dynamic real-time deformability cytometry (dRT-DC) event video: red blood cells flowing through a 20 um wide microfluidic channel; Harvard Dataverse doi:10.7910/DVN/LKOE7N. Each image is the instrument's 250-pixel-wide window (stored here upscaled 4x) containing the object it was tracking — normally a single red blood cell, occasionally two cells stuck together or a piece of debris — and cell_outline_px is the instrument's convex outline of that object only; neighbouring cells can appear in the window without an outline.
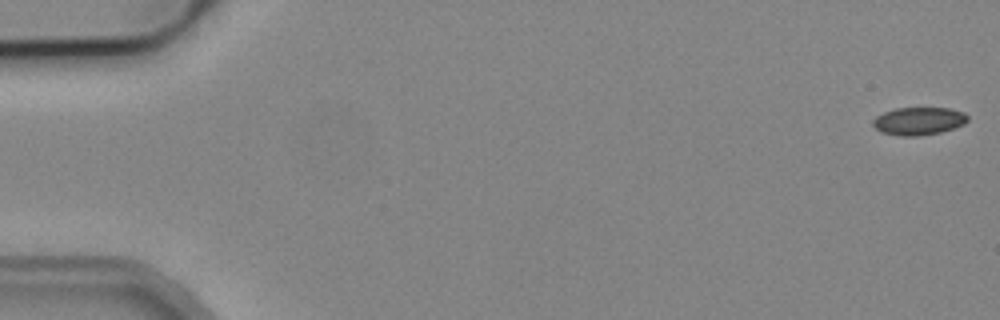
{"species": "common noctule bat (a hibernating species)", "species_latin": "Nyctalus noctula", "temperature_condition": "cold", "stored_images_in_passage": 53, "camera_frame_rate_fps": 3000, "um_per_image_px": 0.085, "animal": {"sex": "male", "body_mass_g": 19.2, "forearm_length_mm": 51.8}, "frame": {"image": 1, "passage_image": 1, "time_ms": 0.0, "image_size_px": [1000, 320], "cell_outline_px": [[968, 120], [964, 124], [940, 132], [920, 136], [900, 136], [880, 132], [872, 124], [872, 120], [876, 116], [884, 112], [896, 108], [948, 108], [964, 112], [968, 116]], "centroid_in_image_um": [78.07, 10.29], "position_along_channel_um": 6.9, "area_um2": 15.37}}
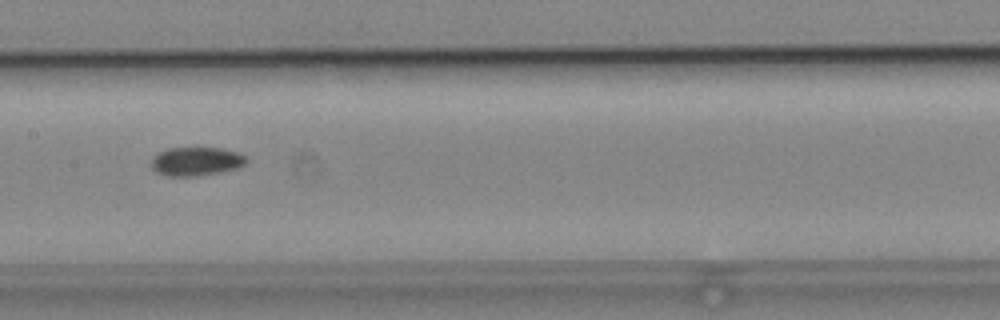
{"frame": {"image": 2, "passage_image": 27, "time_ms": 8.667, "image_size_px": [1000, 320], "cell_outline_px": [[248, 160], [240, 168], [220, 172], [196, 176], [168, 176], [156, 172], [152, 168], [152, 156], [168, 148], [224, 148], [240, 152]], "centroid_in_image_um": [16.7, 13.71], "position_along_channel_um": 190.7, "area_um2": 16.01}}
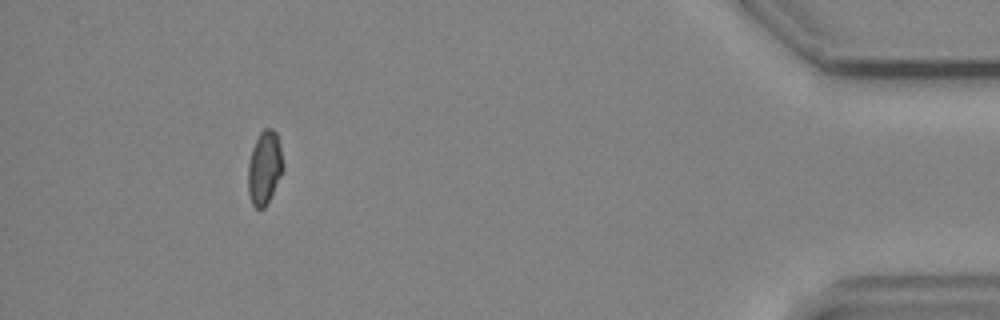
{"frame": {"image": 3, "passage_image": 49, "time_ms": 16.0, "image_size_px": [1000, 320], "cell_outline_px": [[284, 168], [264, 208], [256, 208], [252, 204], [248, 192], [248, 164], [252, 148], [260, 132], [264, 128], [272, 128], [276, 132], [284, 164]], "centroid_in_image_um": [22.47, 14.23], "position_along_channel_um": 412.7, "area_um2": 14.8}}